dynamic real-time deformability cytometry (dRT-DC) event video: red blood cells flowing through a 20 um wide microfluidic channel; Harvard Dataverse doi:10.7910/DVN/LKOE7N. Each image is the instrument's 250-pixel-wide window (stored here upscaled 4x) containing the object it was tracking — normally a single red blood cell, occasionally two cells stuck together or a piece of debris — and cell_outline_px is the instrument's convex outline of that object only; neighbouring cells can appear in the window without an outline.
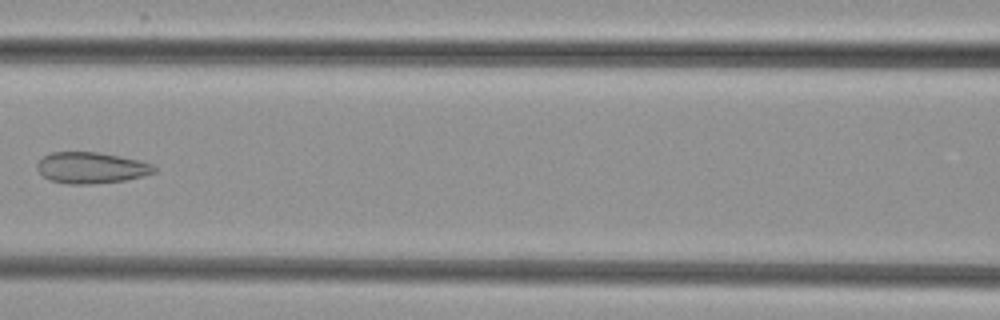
{"species": "common noctule bat (a hibernating species)", "species_latin": "Nyctalus noctula", "temperature_condition": "cold", "stored_images_in_passage": 6, "camera_frame_rate_fps": 3000, "um_per_image_px": 0.085, "animal": {"sex": "female", "body_mass_g": 29.2, "forearm_length_mm": 56.3}, "frame": {"image": 1, "passage_image": 6, "time_ms": 7.0, "image_size_px": [1000, 320], "cell_outline_px": [[156, 172], [124, 180], [92, 184], [68, 184], [48, 180], [36, 168], [36, 164], [44, 156], [52, 152], [100, 152], [120, 156], [152, 164], [156, 168]], "centroid_in_image_um": [7.72, 14.26], "position_along_channel_um": 158.9, "area_um2": 21.15}}